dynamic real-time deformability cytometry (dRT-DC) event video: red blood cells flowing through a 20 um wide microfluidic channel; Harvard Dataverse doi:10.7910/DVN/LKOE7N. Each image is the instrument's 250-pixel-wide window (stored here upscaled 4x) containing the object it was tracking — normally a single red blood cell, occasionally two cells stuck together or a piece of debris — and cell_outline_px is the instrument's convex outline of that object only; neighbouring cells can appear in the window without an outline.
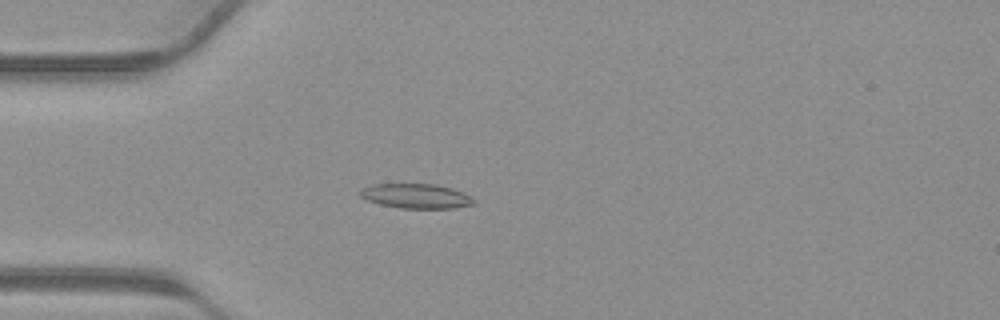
{"species": "common noctule bat (a hibernating species)", "species_latin": "Nyctalus noctula", "temperature_condition": "warm", "stored_images_in_passage": 40, "camera_frame_rate_fps": 3000, "um_per_image_px": 0.085, "animal": {"sex": "male", "body_mass_g": 23.1, "forearm_length_mm": 52.7}, "frame": {"image": 1, "passage_image": 11, "time_ms": 3.333, "image_size_px": [1000, 320], "cell_outline_px": [[476, 204], [452, 208], [400, 208], [380, 204], [368, 200], [360, 196], [356, 192], [360, 188], [372, 184], [436, 184], [452, 188], [464, 192], [472, 196], [476, 200]], "centroid_in_image_um": [35.37, 16.66], "position_along_channel_um": 49.6, "area_um2": 16.59}}
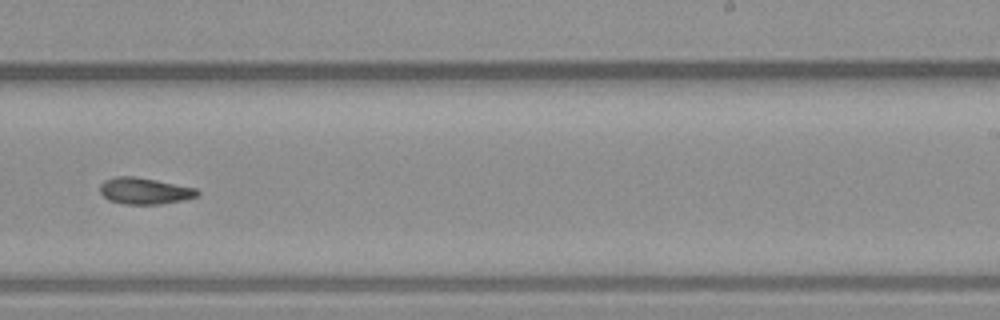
{"frame": {"image": 2, "passage_image": 25, "time_ms": 8.0, "image_size_px": [1000, 320], "cell_outline_px": [[200, 192], [196, 196], [184, 200], [160, 204], [124, 204], [108, 200], [100, 192], [100, 184], [104, 180], [116, 176], [136, 176], [196, 188]], "centroid_in_image_um": [12.27, 16.22], "position_along_channel_um": 276.7, "area_um2": 15.03}}
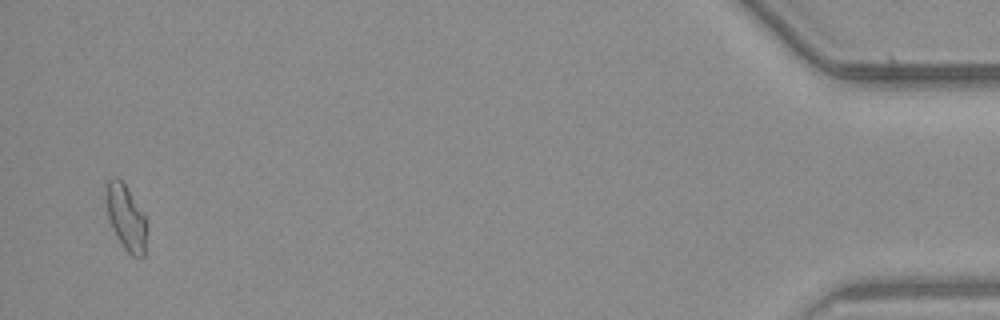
{"frame": {"image": 3, "passage_image": 39, "time_ms": 12.667, "image_size_px": [1000, 320], "cell_outline_px": [[144, 256], [140, 260], [132, 256], [124, 248], [116, 236], [112, 228], [108, 216], [104, 200], [104, 188], [108, 180], [112, 176], [116, 176], [128, 188], [144, 212]], "centroid_in_image_um": [10.65, 18.43], "position_along_channel_um": 424.6, "area_um2": 15.61}}